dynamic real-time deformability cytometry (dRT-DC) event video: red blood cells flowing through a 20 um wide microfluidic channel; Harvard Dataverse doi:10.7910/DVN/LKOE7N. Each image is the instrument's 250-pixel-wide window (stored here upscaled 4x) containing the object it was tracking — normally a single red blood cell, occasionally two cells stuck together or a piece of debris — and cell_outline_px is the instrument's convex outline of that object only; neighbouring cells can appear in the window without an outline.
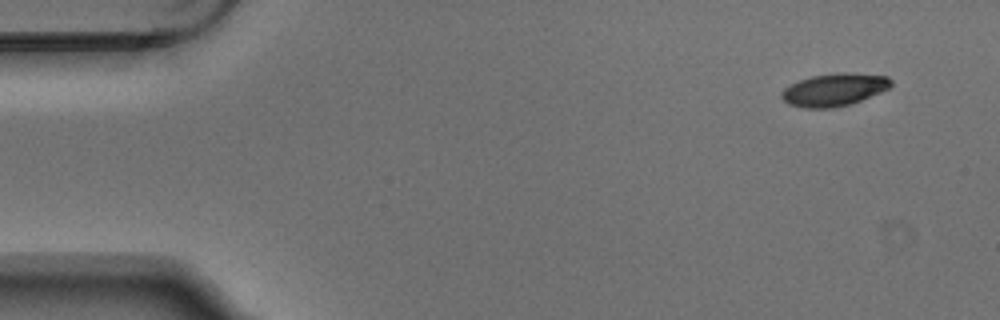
{"species": "Egyptian fruit bat (a non-hibernating species)", "species_latin": "Rousettus aegyptiacus", "temperature_condition": "warm", "stored_images_in_passage": 4, "camera_frame_rate_fps": 3000, "um_per_image_px": 0.085, "animal": {"sex": "male"}, "frame": {"image": 1, "passage_image": 1, "time_ms": 0.0, "image_size_px": [1000, 320], "cell_outline_px": [[892, 84], [888, 88], [880, 92], [852, 104], [832, 108], [804, 108], [788, 104], [780, 96], [780, 92], [784, 88], [800, 80], [812, 76], [840, 72], [844, 72], [888, 76], [892, 80]], "centroid_in_image_um": [70.9, 7.63], "position_along_channel_um": 14.1, "area_um2": 20.81}}
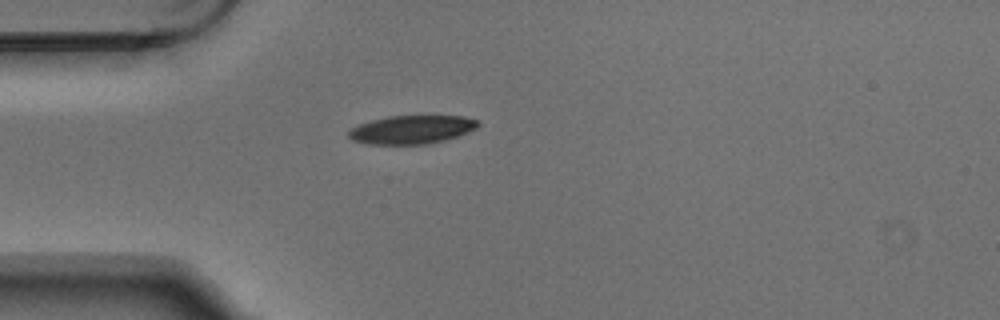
{"frame": {"image": 2, "passage_image": 4, "time_ms": 1.0, "image_size_px": [1000, 320], "cell_outline_px": [[480, 124], [476, 128], [456, 136], [444, 140], [428, 144], [364, 144], [352, 140], [348, 136], [348, 132], [352, 128], [360, 124], [372, 120], [388, 116], [464, 116], [476, 120]], "centroid_in_image_um": [34.96, 11.02], "position_along_channel_um": 50.0, "area_um2": 21.27}}